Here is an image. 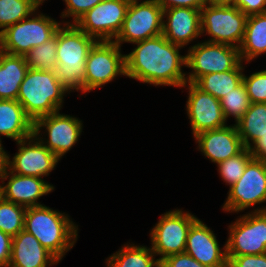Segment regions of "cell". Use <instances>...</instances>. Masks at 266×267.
<instances>
[{"label":"cell","instance_id":"obj_1","mask_svg":"<svg viewBox=\"0 0 266 267\" xmlns=\"http://www.w3.org/2000/svg\"><path fill=\"white\" fill-rule=\"evenodd\" d=\"M136 48L125 55L126 76L140 82L158 85L186 87V55L181 56L182 47L168 41L162 34L137 43Z\"/></svg>","mask_w":266,"mask_h":267},{"label":"cell","instance_id":"obj_2","mask_svg":"<svg viewBox=\"0 0 266 267\" xmlns=\"http://www.w3.org/2000/svg\"><path fill=\"white\" fill-rule=\"evenodd\" d=\"M57 30V67L55 75L69 91L84 93L85 63L96 40L75 24L64 22Z\"/></svg>","mask_w":266,"mask_h":267},{"label":"cell","instance_id":"obj_3","mask_svg":"<svg viewBox=\"0 0 266 267\" xmlns=\"http://www.w3.org/2000/svg\"><path fill=\"white\" fill-rule=\"evenodd\" d=\"M69 216L45 205L27 207L24 230L38 241L59 261L77 240L78 226Z\"/></svg>","mask_w":266,"mask_h":267},{"label":"cell","instance_id":"obj_4","mask_svg":"<svg viewBox=\"0 0 266 267\" xmlns=\"http://www.w3.org/2000/svg\"><path fill=\"white\" fill-rule=\"evenodd\" d=\"M68 91L54 71L28 69L20 85L17 101L25 114L35 122L62 108L63 96Z\"/></svg>","mask_w":266,"mask_h":267},{"label":"cell","instance_id":"obj_5","mask_svg":"<svg viewBox=\"0 0 266 267\" xmlns=\"http://www.w3.org/2000/svg\"><path fill=\"white\" fill-rule=\"evenodd\" d=\"M60 24L43 14L22 19L0 34V49L7 54L26 56L33 47L52 39Z\"/></svg>","mask_w":266,"mask_h":267},{"label":"cell","instance_id":"obj_6","mask_svg":"<svg viewBox=\"0 0 266 267\" xmlns=\"http://www.w3.org/2000/svg\"><path fill=\"white\" fill-rule=\"evenodd\" d=\"M200 12L201 34L206 32L212 37L207 42L240 47L246 29L247 15L236 6H216L209 2Z\"/></svg>","mask_w":266,"mask_h":267},{"label":"cell","instance_id":"obj_7","mask_svg":"<svg viewBox=\"0 0 266 267\" xmlns=\"http://www.w3.org/2000/svg\"><path fill=\"white\" fill-rule=\"evenodd\" d=\"M240 63L239 48L219 43L203 42L191 46L186 54V66L193 69L186 78L195 83L201 76L234 70Z\"/></svg>","mask_w":266,"mask_h":267},{"label":"cell","instance_id":"obj_8","mask_svg":"<svg viewBox=\"0 0 266 267\" xmlns=\"http://www.w3.org/2000/svg\"><path fill=\"white\" fill-rule=\"evenodd\" d=\"M114 41H96L85 63L84 93L111 82L118 75L126 76L125 55Z\"/></svg>","mask_w":266,"mask_h":267},{"label":"cell","instance_id":"obj_9","mask_svg":"<svg viewBox=\"0 0 266 267\" xmlns=\"http://www.w3.org/2000/svg\"><path fill=\"white\" fill-rule=\"evenodd\" d=\"M163 9L155 0L130 1L121 30L113 40L121 43H137L162 34Z\"/></svg>","mask_w":266,"mask_h":267},{"label":"cell","instance_id":"obj_10","mask_svg":"<svg viewBox=\"0 0 266 267\" xmlns=\"http://www.w3.org/2000/svg\"><path fill=\"white\" fill-rule=\"evenodd\" d=\"M197 219L195 215L180 209L162 214L150 232L151 249L155 255L161 256L159 261L167 256L185 252L189 229Z\"/></svg>","mask_w":266,"mask_h":267},{"label":"cell","instance_id":"obj_11","mask_svg":"<svg viewBox=\"0 0 266 267\" xmlns=\"http://www.w3.org/2000/svg\"><path fill=\"white\" fill-rule=\"evenodd\" d=\"M226 242L227 256L266 253V211L243 215L229 226Z\"/></svg>","mask_w":266,"mask_h":267},{"label":"cell","instance_id":"obj_12","mask_svg":"<svg viewBox=\"0 0 266 267\" xmlns=\"http://www.w3.org/2000/svg\"><path fill=\"white\" fill-rule=\"evenodd\" d=\"M128 0H103L83 14L75 25L96 41H113L121 30Z\"/></svg>","mask_w":266,"mask_h":267},{"label":"cell","instance_id":"obj_13","mask_svg":"<svg viewBox=\"0 0 266 267\" xmlns=\"http://www.w3.org/2000/svg\"><path fill=\"white\" fill-rule=\"evenodd\" d=\"M266 202V160L253 158L233 184L223 205L226 212H239Z\"/></svg>","mask_w":266,"mask_h":267},{"label":"cell","instance_id":"obj_14","mask_svg":"<svg viewBox=\"0 0 266 267\" xmlns=\"http://www.w3.org/2000/svg\"><path fill=\"white\" fill-rule=\"evenodd\" d=\"M17 144L18 153L14 155L12 161L7 154L6 161V168L14 174L42 178L49 175L60 160L34 134L27 139L17 141Z\"/></svg>","mask_w":266,"mask_h":267},{"label":"cell","instance_id":"obj_15","mask_svg":"<svg viewBox=\"0 0 266 267\" xmlns=\"http://www.w3.org/2000/svg\"><path fill=\"white\" fill-rule=\"evenodd\" d=\"M81 122L78 118L57 111L34 122V135L60 159L78 141L83 128ZM42 128H46L48 133L47 142L39 137Z\"/></svg>","mask_w":266,"mask_h":267},{"label":"cell","instance_id":"obj_16","mask_svg":"<svg viewBox=\"0 0 266 267\" xmlns=\"http://www.w3.org/2000/svg\"><path fill=\"white\" fill-rule=\"evenodd\" d=\"M187 114L194 137L201 132L226 126L220 100L188 82Z\"/></svg>","mask_w":266,"mask_h":267},{"label":"cell","instance_id":"obj_17","mask_svg":"<svg viewBox=\"0 0 266 267\" xmlns=\"http://www.w3.org/2000/svg\"><path fill=\"white\" fill-rule=\"evenodd\" d=\"M7 178L9 180L4 185V181ZM0 179H2L1 182L3 184H0V196L6 201L25 206L26 208L41 206L42 204L38 203L37 200L54 190V186L42 178L14 174L7 168L0 174Z\"/></svg>","mask_w":266,"mask_h":267},{"label":"cell","instance_id":"obj_18","mask_svg":"<svg viewBox=\"0 0 266 267\" xmlns=\"http://www.w3.org/2000/svg\"><path fill=\"white\" fill-rule=\"evenodd\" d=\"M220 249L213 231L197 219L190 227L185 253L207 267H228L226 245Z\"/></svg>","mask_w":266,"mask_h":267},{"label":"cell","instance_id":"obj_19","mask_svg":"<svg viewBox=\"0 0 266 267\" xmlns=\"http://www.w3.org/2000/svg\"><path fill=\"white\" fill-rule=\"evenodd\" d=\"M194 138L204 156L216 164L236 156L245 148L236 124L207 130Z\"/></svg>","mask_w":266,"mask_h":267},{"label":"cell","instance_id":"obj_20","mask_svg":"<svg viewBox=\"0 0 266 267\" xmlns=\"http://www.w3.org/2000/svg\"><path fill=\"white\" fill-rule=\"evenodd\" d=\"M162 35L171 43L184 47L201 36V12L194 8H168L163 11Z\"/></svg>","mask_w":266,"mask_h":267},{"label":"cell","instance_id":"obj_21","mask_svg":"<svg viewBox=\"0 0 266 267\" xmlns=\"http://www.w3.org/2000/svg\"><path fill=\"white\" fill-rule=\"evenodd\" d=\"M57 263L59 260L26 230L12 238L8 267H47Z\"/></svg>","mask_w":266,"mask_h":267},{"label":"cell","instance_id":"obj_22","mask_svg":"<svg viewBox=\"0 0 266 267\" xmlns=\"http://www.w3.org/2000/svg\"><path fill=\"white\" fill-rule=\"evenodd\" d=\"M34 122L17 100L0 99V135L20 141L34 134Z\"/></svg>","mask_w":266,"mask_h":267},{"label":"cell","instance_id":"obj_23","mask_svg":"<svg viewBox=\"0 0 266 267\" xmlns=\"http://www.w3.org/2000/svg\"><path fill=\"white\" fill-rule=\"evenodd\" d=\"M28 69L25 56L7 54L0 49V99L17 100Z\"/></svg>","mask_w":266,"mask_h":267},{"label":"cell","instance_id":"obj_24","mask_svg":"<svg viewBox=\"0 0 266 267\" xmlns=\"http://www.w3.org/2000/svg\"><path fill=\"white\" fill-rule=\"evenodd\" d=\"M239 51L241 61L247 62L266 53V13L248 16Z\"/></svg>","mask_w":266,"mask_h":267},{"label":"cell","instance_id":"obj_25","mask_svg":"<svg viewBox=\"0 0 266 267\" xmlns=\"http://www.w3.org/2000/svg\"><path fill=\"white\" fill-rule=\"evenodd\" d=\"M242 71L243 66L240 63L234 70L201 76L194 84L203 92L220 100L243 82Z\"/></svg>","mask_w":266,"mask_h":267},{"label":"cell","instance_id":"obj_26","mask_svg":"<svg viewBox=\"0 0 266 267\" xmlns=\"http://www.w3.org/2000/svg\"><path fill=\"white\" fill-rule=\"evenodd\" d=\"M245 148H249L266 133V103H251L243 117L236 123Z\"/></svg>","mask_w":266,"mask_h":267},{"label":"cell","instance_id":"obj_27","mask_svg":"<svg viewBox=\"0 0 266 267\" xmlns=\"http://www.w3.org/2000/svg\"><path fill=\"white\" fill-rule=\"evenodd\" d=\"M154 256L156 255L151 248L127 244L106 259V262L108 267H153L159 261Z\"/></svg>","mask_w":266,"mask_h":267},{"label":"cell","instance_id":"obj_28","mask_svg":"<svg viewBox=\"0 0 266 267\" xmlns=\"http://www.w3.org/2000/svg\"><path fill=\"white\" fill-rule=\"evenodd\" d=\"M38 8L35 0H0V34L22 19L31 18Z\"/></svg>","mask_w":266,"mask_h":267},{"label":"cell","instance_id":"obj_29","mask_svg":"<svg viewBox=\"0 0 266 267\" xmlns=\"http://www.w3.org/2000/svg\"><path fill=\"white\" fill-rule=\"evenodd\" d=\"M57 32L47 42L33 47L25 56L29 69L55 71L57 63Z\"/></svg>","mask_w":266,"mask_h":267},{"label":"cell","instance_id":"obj_30","mask_svg":"<svg viewBox=\"0 0 266 267\" xmlns=\"http://www.w3.org/2000/svg\"><path fill=\"white\" fill-rule=\"evenodd\" d=\"M26 207L4 200L0 196V230L15 237L24 229Z\"/></svg>","mask_w":266,"mask_h":267},{"label":"cell","instance_id":"obj_31","mask_svg":"<svg viewBox=\"0 0 266 267\" xmlns=\"http://www.w3.org/2000/svg\"><path fill=\"white\" fill-rule=\"evenodd\" d=\"M220 104L224 118L227 120L229 116H234L237 123L251 105L244 83L242 82L238 87L222 97Z\"/></svg>","mask_w":266,"mask_h":267},{"label":"cell","instance_id":"obj_32","mask_svg":"<svg viewBox=\"0 0 266 267\" xmlns=\"http://www.w3.org/2000/svg\"><path fill=\"white\" fill-rule=\"evenodd\" d=\"M254 157L251 155L248 148H244L236 156L230 157L229 159L222 161L217 164L219 174L230 187L235 184L243 175L247 164Z\"/></svg>","mask_w":266,"mask_h":267},{"label":"cell","instance_id":"obj_33","mask_svg":"<svg viewBox=\"0 0 266 267\" xmlns=\"http://www.w3.org/2000/svg\"><path fill=\"white\" fill-rule=\"evenodd\" d=\"M243 83L251 103H266V70L244 75Z\"/></svg>","mask_w":266,"mask_h":267},{"label":"cell","instance_id":"obj_34","mask_svg":"<svg viewBox=\"0 0 266 267\" xmlns=\"http://www.w3.org/2000/svg\"><path fill=\"white\" fill-rule=\"evenodd\" d=\"M66 4V10L61 14L62 18L72 16L73 23L75 24L78 19L87 11L92 9L98 3L103 0H64Z\"/></svg>","mask_w":266,"mask_h":267},{"label":"cell","instance_id":"obj_35","mask_svg":"<svg viewBox=\"0 0 266 267\" xmlns=\"http://www.w3.org/2000/svg\"><path fill=\"white\" fill-rule=\"evenodd\" d=\"M228 267H266V253L259 255L227 256Z\"/></svg>","mask_w":266,"mask_h":267},{"label":"cell","instance_id":"obj_36","mask_svg":"<svg viewBox=\"0 0 266 267\" xmlns=\"http://www.w3.org/2000/svg\"><path fill=\"white\" fill-rule=\"evenodd\" d=\"M161 261L166 267H207L185 252L167 256Z\"/></svg>","mask_w":266,"mask_h":267},{"label":"cell","instance_id":"obj_37","mask_svg":"<svg viewBox=\"0 0 266 267\" xmlns=\"http://www.w3.org/2000/svg\"><path fill=\"white\" fill-rule=\"evenodd\" d=\"M234 6L247 16L266 13V0H234Z\"/></svg>","mask_w":266,"mask_h":267},{"label":"cell","instance_id":"obj_38","mask_svg":"<svg viewBox=\"0 0 266 267\" xmlns=\"http://www.w3.org/2000/svg\"><path fill=\"white\" fill-rule=\"evenodd\" d=\"M156 3L163 9L168 8H194L201 10L207 3L208 0H155Z\"/></svg>","mask_w":266,"mask_h":267},{"label":"cell","instance_id":"obj_39","mask_svg":"<svg viewBox=\"0 0 266 267\" xmlns=\"http://www.w3.org/2000/svg\"><path fill=\"white\" fill-rule=\"evenodd\" d=\"M12 238L0 230V267H8L11 258Z\"/></svg>","mask_w":266,"mask_h":267},{"label":"cell","instance_id":"obj_40","mask_svg":"<svg viewBox=\"0 0 266 267\" xmlns=\"http://www.w3.org/2000/svg\"><path fill=\"white\" fill-rule=\"evenodd\" d=\"M253 145L248 148L251 155L255 159L266 160V133L256 140Z\"/></svg>","mask_w":266,"mask_h":267},{"label":"cell","instance_id":"obj_41","mask_svg":"<svg viewBox=\"0 0 266 267\" xmlns=\"http://www.w3.org/2000/svg\"><path fill=\"white\" fill-rule=\"evenodd\" d=\"M6 161H7V153L3 149L0 139V174L5 170L6 168Z\"/></svg>","mask_w":266,"mask_h":267},{"label":"cell","instance_id":"obj_42","mask_svg":"<svg viewBox=\"0 0 266 267\" xmlns=\"http://www.w3.org/2000/svg\"><path fill=\"white\" fill-rule=\"evenodd\" d=\"M208 2L216 6H234V0H208Z\"/></svg>","mask_w":266,"mask_h":267},{"label":"cell","instance_id":"obj_43","mask_svg":"<svg viewBox=\"0 0 266 267\" xmlns=\"http://www.w3.org/2000/svg\"><path fill=\"white\" fill-rule=\"evenodd\" d=\"M153 267H166L162 261H158Z\"/></svg>","mask_w":266,"mask_h":267},{"label":"cell","instance_id":"obj_44","mask_svg":"<svg viewBox=\"0 0 266 267\" xmlns=\"http://www.w3.org/2000/svg\"><path fill=\"white\" fill-rule=\"evenodd\" d=\"M262 211H266V207L265 208L262 207L261 209L257 208V209L254 210V212H262Z\"/></svg>","mask_w":266,"mask_h":267},{"label":"cell","instance_id":"obj_45","mask_svg":"<svg viewBox=\"0 0 266 267\" xmlns=\"http://www.w3.org/2000/svg\"><path fill=\"white\" fill-rule=\"evenodd\" d=\"M39 5H41L43 3V1L45 0H35Z\"/></svg>","mask_w":266,"mask_h":267}]
</instances>
